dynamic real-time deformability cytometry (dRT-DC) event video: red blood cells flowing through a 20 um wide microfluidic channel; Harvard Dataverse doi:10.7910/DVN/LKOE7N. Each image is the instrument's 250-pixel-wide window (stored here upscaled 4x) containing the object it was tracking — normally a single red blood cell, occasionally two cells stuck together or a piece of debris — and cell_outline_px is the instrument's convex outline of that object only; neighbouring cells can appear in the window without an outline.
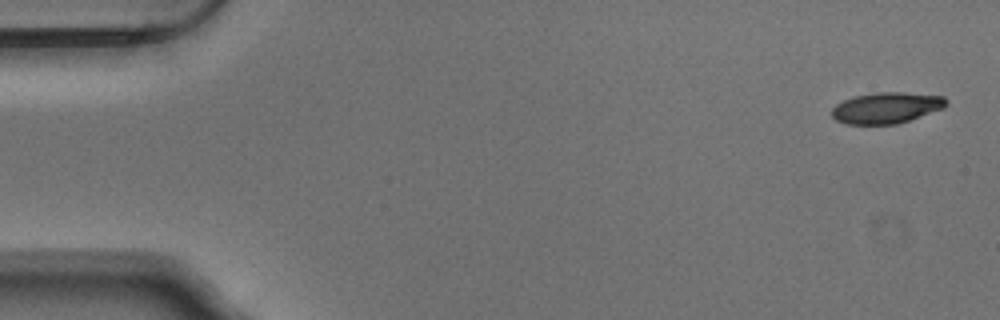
{"species": "Egyptian fruit bat (a non-hibernating species)", "species_latin": "Rousettus aegyptiacus", "temperature_condition": "warm", "stored_images_in_passage": 54, "camera_frame_rate_fps": 3000, "um_per_image_px": 0.085, "animal": {"sex": "male"}, "frame": {"image": 1, "passage_image": 1, "time_ms": 0.0, "image_size_px": [1000, 320], "cell_outline_px": [[948, 104], [944, 108], [896, 124], [848, 124], [836, 120], [832, 116], [832, 108], [836, 104], [852, 96], [876, 92], [904, 92], [944, 96], [948, 100]], "centroid_in_image_um": [75.35, 9.15], "position_along_channel_um": 9.6, "area_um2": 20.75}}
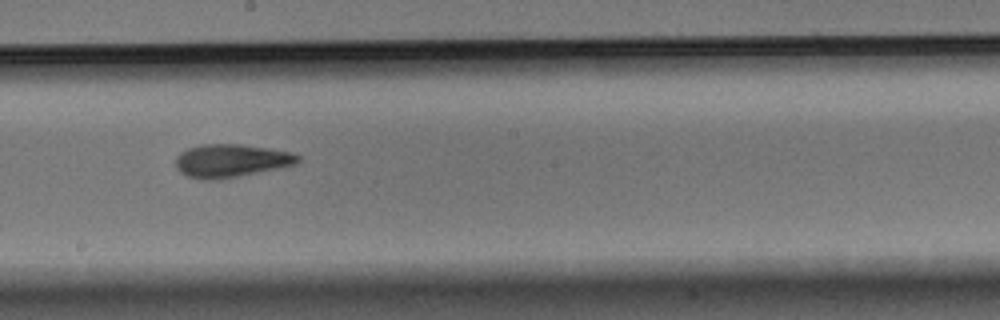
{"frame": {"image": 2, "passage_image": 29, "time_ms": 9.333, "image_size_px": [1000, 320], "cell_outline_px": [[300, 160], [296, 164], [216, 180], [200, 180], [184, 176], [176, 168], [176, 156], [180, 152], [188, 148], [200, 144], [240, 144], [268, 148], [292, 152], [300, 156]], "centroid_in_image_um": [19.58, 13.65], "position_along_channel_um": 228.6, "area_um2": 23.58}}
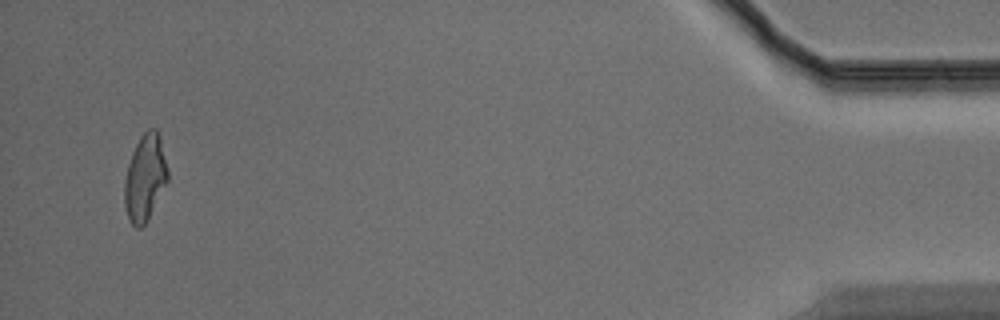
{"frame": {"image": 3, "passage_image": 51, "time_ms": 16.667, "image_size_px": [1000, 320], "cell_outline_px": [[168, 180], [148, 220], [140, 228], [136, 228], [132, 224], [128, 216], [124, 204], [124, 180], [128, 164], [132, 152], [140, 136], [148, 128], [156, 128], [160, 136], [168, 168]], "centroid_in_image_um": [12.33, 15.09], "position_along_channel_um": 422.9, "area_um2": 21.91}, "authors_computed_cell_mechanics": {"area_um2": 22.3397, "velocity_mm_per_s": 3.7468, "shape_relaxation_time_tau1_ms": 7.8113, "shape_relaxation_time_tau2_ms": 3.2857, "deformation_change_tau1": 0.2154, "deformation_change_tau2": 0.1141}}